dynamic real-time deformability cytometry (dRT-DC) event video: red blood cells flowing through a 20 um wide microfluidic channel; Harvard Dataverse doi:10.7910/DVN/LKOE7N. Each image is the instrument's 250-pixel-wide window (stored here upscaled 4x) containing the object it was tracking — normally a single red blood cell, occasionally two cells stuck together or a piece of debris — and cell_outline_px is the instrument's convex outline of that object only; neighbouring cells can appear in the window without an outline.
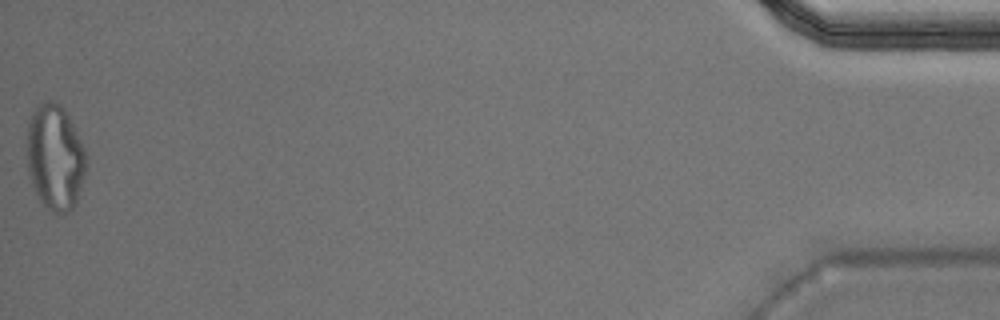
{"species": "Egyptian fruit bat (a non-hibernating species)", "species_latin": "Rousettus aegyptiacus", "temperature_condition": "warm", "stored_images_in_passage": 41, "camera_frame_rate_fps": 3000, "um_per_image_px": 0.085, "animal": {"sex": "male"}, "frame": {"image": 1, "passage_image": 41, "time_ms": 13.333, "image_size_px": [1000, 320], "cell_outline_px": [[84, 176], [76, 204], [64, 216], [52, 212], [40, 200], [28, 176], [28, 124], [32, 112], [40, 104], [48, 100], [52, 100], [60, 104], [64, 108], [84, 148]], "centroid_in_image_um": [4.67, 13.4], "position_along_channel_um": 430.5, "area_um2": 36.01}, "authors_computed_cell_mechanics": {"area_um2": 22.4842, "velocity_mm_per_s": 3.9903, "shape_relaxation_time_tau1_ms": null, "shape_relaxation_time_tau2_ms": 2.38, "deformation_change_tau1": null, "deformation_change_tau2": 0.1125}}